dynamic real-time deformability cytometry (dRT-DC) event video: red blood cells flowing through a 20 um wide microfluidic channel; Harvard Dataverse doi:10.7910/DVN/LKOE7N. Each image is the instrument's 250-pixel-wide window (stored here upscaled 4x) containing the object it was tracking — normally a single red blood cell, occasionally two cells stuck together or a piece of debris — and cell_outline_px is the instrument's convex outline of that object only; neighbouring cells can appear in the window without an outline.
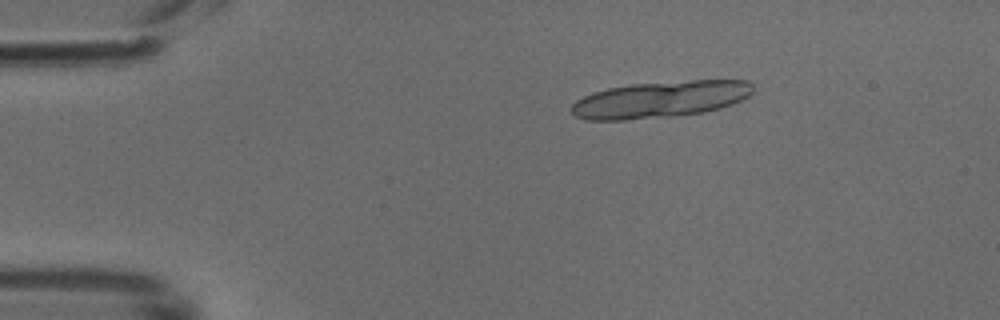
{"species": "common noctule bat (a hibernating species)", "species_latin": "Nyctalus noctula", "temperature_condition": "cold", "stored_images_in_passage": 17, "camera_frame_rate_fps": 3000, "um_per_image_px": 0.085, "animal": {"sex": "male", "body_mass_g": 18.8}, "frame": {"image": 1, "passage_image": 8, "time_ms": 2.333, "image_size_px": [1000, 320], "cell_outline_px": [[752, 92], [748, 96], [732, 104], [720, 108], [704, 112], [672, 116], [624, 120], [584, 120], [576, 116], [572, 112], [572, 104], [576, 100], [584, 96], [608, 88], [632, 84], [692, 80], [748, 80], [752, 84]], "centroid_in_image_um": [56.13, 8.45], "position_along_channel_um": 28.9, "area_um2": 38.49}}